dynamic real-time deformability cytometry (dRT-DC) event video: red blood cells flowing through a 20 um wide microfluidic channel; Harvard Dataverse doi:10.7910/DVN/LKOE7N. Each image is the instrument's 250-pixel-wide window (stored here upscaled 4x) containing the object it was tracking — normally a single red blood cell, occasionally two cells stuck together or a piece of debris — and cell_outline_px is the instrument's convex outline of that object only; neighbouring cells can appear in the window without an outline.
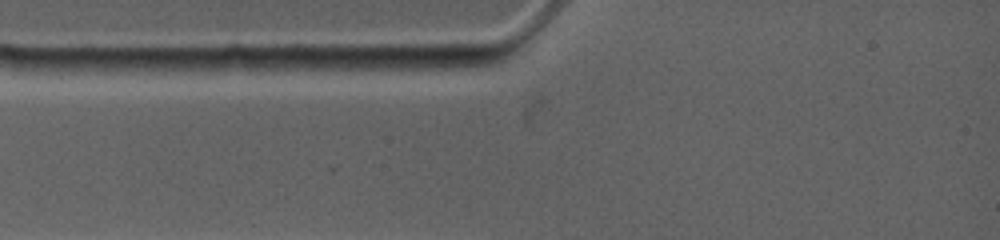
{"species": "common noctule bat (a hibernating species)", "species_latin": "Nyctalus noctula", "temperature_condition": "warm", "stored_images_in_passage": 1, "camera_frame_rate_fps": 4500, "um_per_image_px": 0.085, "animal": {"sex": "female", "body_mass_g": 19.0, "forearm_length_mm": 53.3}, "frame": {"image": 1, "passage_image": 1, "time_ms": 0.0, "image_size_px": [1000, 240], "cell_outline_px": [[252, 68], [152, 76], [144, 76], [116, 68], [124, 60], [228, 56], [252, 56]], "centroid_in_image_um": [15.73, 5.54], "position_along_channel_um": 69.3, "area_um2": 13.99}}